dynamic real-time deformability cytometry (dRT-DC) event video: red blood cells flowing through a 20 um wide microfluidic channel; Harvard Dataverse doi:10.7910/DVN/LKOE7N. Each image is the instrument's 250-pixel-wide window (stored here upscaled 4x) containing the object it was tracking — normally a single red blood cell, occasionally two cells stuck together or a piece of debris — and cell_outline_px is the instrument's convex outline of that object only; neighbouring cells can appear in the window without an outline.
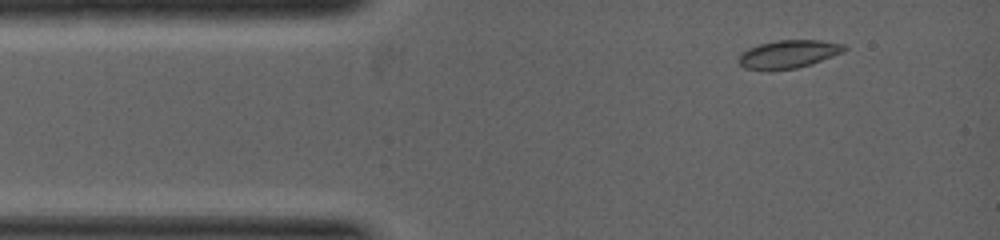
{"species": "common noctule bat (a hibernating species)", "species_latin": "Nyctalus noctula", "temperature_condition": "warm", "stored_images_in_passage": 5, "camera_frame_rate_fps": 5000, "um_per_image_px": 0.085, "animal": {"sex": "female", "body_mass_g": 19.0, "forearm_length_mm": 53.3}, "frame": {"image": 1, "passage_image": 2, "time_ms": 0.4, "image_size_px": [1000, 240], "cell_outline_px": [[848, 48], [844, 52], [796, 68], [768, 72], [744, 68], [740, 64], [740, 56], [748, 48], [760, 44], [776, 40], [820, 40], [844, 44]], "centroid_in_image_um": [67.01, 4.61], "position_along_channel_um": 18.0, "area_um2": 17.28}}
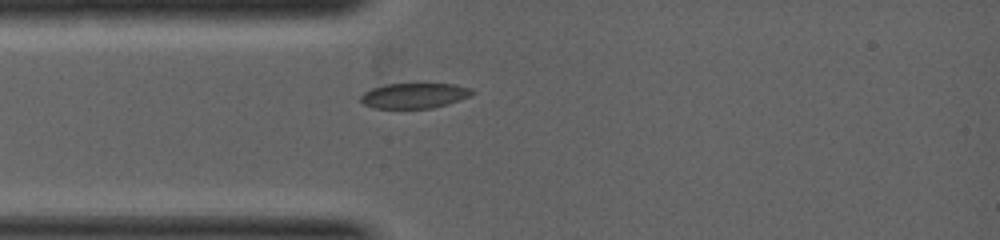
{"frame": {"image": 2, "passage_image": 5, "time_ms": 1.4, "image_size_px": [1000, 240], "cell_outline_px": [[476, 92], [460, 100], [448, 104], [432, 108], [372, 108], [364, 104], [360, 100], [360, 96], [364, 92], [372, 88], [384, 84], [452, 84], [472, 88]], "centroid_in_image_um": [35.21, 8.13], "position_along_channel_um": 49.8, "area_um2": 16.42}}